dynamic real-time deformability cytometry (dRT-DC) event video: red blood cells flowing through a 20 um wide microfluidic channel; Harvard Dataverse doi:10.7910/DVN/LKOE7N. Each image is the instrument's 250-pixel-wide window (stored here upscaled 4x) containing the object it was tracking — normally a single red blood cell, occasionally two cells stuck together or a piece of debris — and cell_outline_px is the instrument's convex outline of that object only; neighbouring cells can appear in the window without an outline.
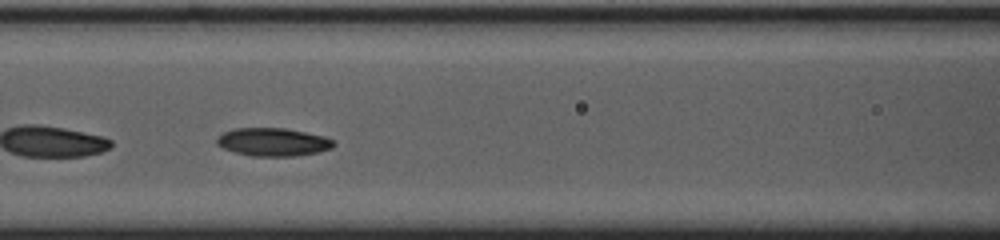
{"species": "common noctule bat (a hibernating species)", "species_latin": "Nyctalus noctula", "temperature_condition": "cold", "stored_images_in_passage": 48, "camera_frame_rate_fps": 3000, "um_per_image_px": 0.085, "animal": {"sex": "female", "body_mass_g": 23.0, "forearm_length_mm": 53.4}, "frame": {"image": 1, "passage_image": 17, "time_ms": 5.333, "image_size_px": [1000, 240], "cell_outline_px": [[336, 144], [332, 148], [320, 152], [296, 156], [252, 156], [236, 152], [224, 148], [216, 144], [216, 136], [224, 132], [236, 128], [284, 128], [324, 136], [332, 140]], "centroid_in_image_um": [23.21, 12.07], "position_along_channel_um": 143.4, "area_um2": 19.13}}
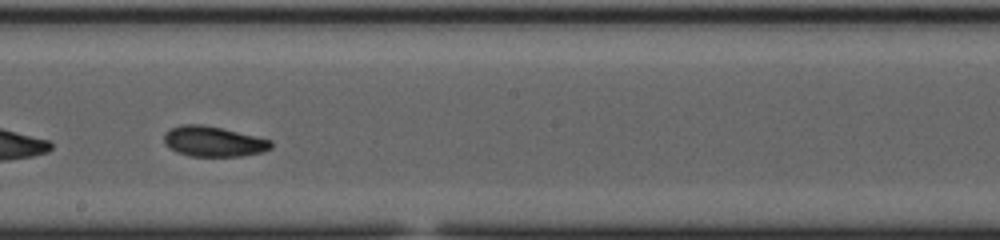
{"frame": {"image": 2, "passage_image": 24, "time_ms": 7.667, "image_size_px": [1000, 240], "cell_outline_px": [[272, 148], [264, 152], [240, 156], [192, 156], [176, 152], [168, 148], [164, 144], [164, 132], [172, 128], [184, 124], [200, 124], [220, 128], [272, 140]], "centroid_in_image_um": [18.13, 12.03], "position_along_channel_um": 230.1, "area_um2": 18.84}}
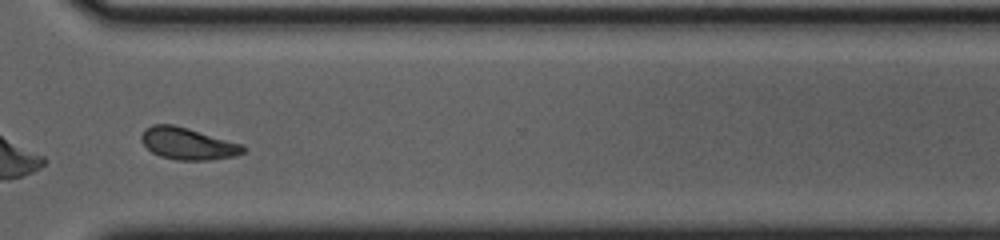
{"frame": {"image": 3, "passage_image": 34, "time_ms": 11.0, "image_size_px": [1000, 240], "cell_outline_px": [[248, 148], [244, 152], [236, 156], [208, 160], [176, 160], [160, 156], [152, 152], [140, 140], [140, 136], [144, 128], [152, 124], [172, 124], [188, 128], [244, 144]], "centroid_in_image_um": [15.98, 12.2], "position_along_channel_um": 354.6, "area_um2": 19.19}, "authors_computed_cell_mechanics": {"area_um2": 18.9006, "velocity_mm_per_s": 3.7257, "shape_relaxation_time_tau1_ms": 4.5175, "shape_relaxation_time_tau2_ms": 7.3172, "deformation_change_tau1": 0.1214, "deformation_change_tau2": 0.1379}}